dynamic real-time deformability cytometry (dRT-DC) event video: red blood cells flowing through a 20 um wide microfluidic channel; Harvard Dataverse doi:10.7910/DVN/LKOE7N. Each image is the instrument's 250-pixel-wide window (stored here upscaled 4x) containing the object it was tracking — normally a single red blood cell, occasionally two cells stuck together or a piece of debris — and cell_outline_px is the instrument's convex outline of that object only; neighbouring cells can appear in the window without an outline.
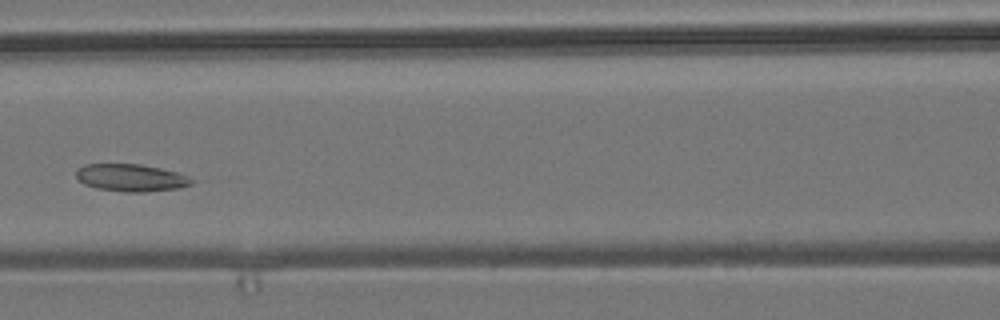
{"species": "common noctule bat (a hibernating species)", "species_latin": "Nyctalus noctula", "temperature_condition": "room temperature", "stored_images_in_passage": 6, "camera_frame_rate_fps": 3000, "um_per_image_px": 0.085, "animal": {"sex": "male", "body_mass_g": 19.2, "forearm_length_mm": 51.8}, "frame": {"image": 1, "passage_image": 6, "time_ms": 5.667, "image_size_px": [1000, 320], "cell_outline_px": [[196, 180], [192, 184], [180, 188], [144, 192], [124, 192], [96, 188], [84, 184], [76, 176], [76, 168], [84, 164], [140, 164], [160, 168], [176, 172], [188, 176]], "centroid_in_image_um": [11.14, 15.11], "position_along_channel_um": 155.5, "area_um2": 18.55}}